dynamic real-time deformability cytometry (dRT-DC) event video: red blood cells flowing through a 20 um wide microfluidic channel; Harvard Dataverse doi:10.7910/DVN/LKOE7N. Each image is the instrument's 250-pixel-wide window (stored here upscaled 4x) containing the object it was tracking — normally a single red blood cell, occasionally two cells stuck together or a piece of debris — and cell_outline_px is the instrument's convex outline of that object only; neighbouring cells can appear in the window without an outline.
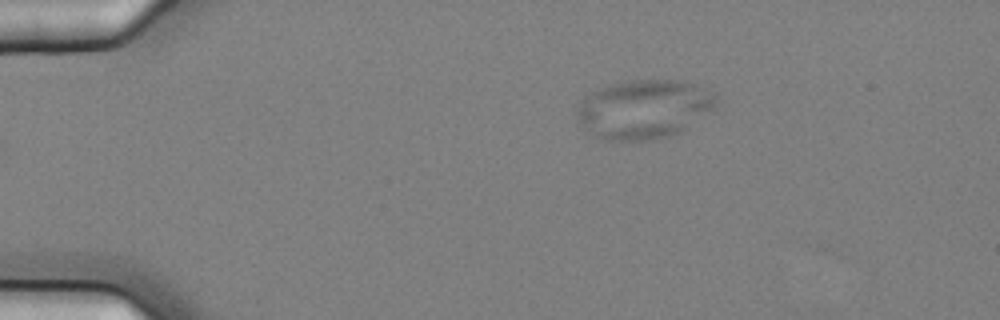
{"species": "common noctule bat (a hibernating species)", "species_latin": "Nyctalus noctula", "temperature_condition": "cold", "stored_images_in_passage": 2, "camera_frame_rate_fps": 3000, "um_per_image_px": 0.085, "animal": {"sex": "female", "body_mass_g": 25.1}, "frame": {"image": 1, "passage_image": 2, "time_ms": 0.333, "image_size_px": [1000, 320], "cell_outline_px": [[716, 108], [680, 132], [668, 136], [648, 140], [608, 140], [596, 136], [580, 124], [576, 116], [576, 108], [580, 100], [592, 92], [600, 88], [612, 84], [628, 80], [684, 80], [716, 92]], "centroid_in_image_um": [54.76, 9.26], "position_along_channel_um": 30.2, "area_um2": 47.97}}